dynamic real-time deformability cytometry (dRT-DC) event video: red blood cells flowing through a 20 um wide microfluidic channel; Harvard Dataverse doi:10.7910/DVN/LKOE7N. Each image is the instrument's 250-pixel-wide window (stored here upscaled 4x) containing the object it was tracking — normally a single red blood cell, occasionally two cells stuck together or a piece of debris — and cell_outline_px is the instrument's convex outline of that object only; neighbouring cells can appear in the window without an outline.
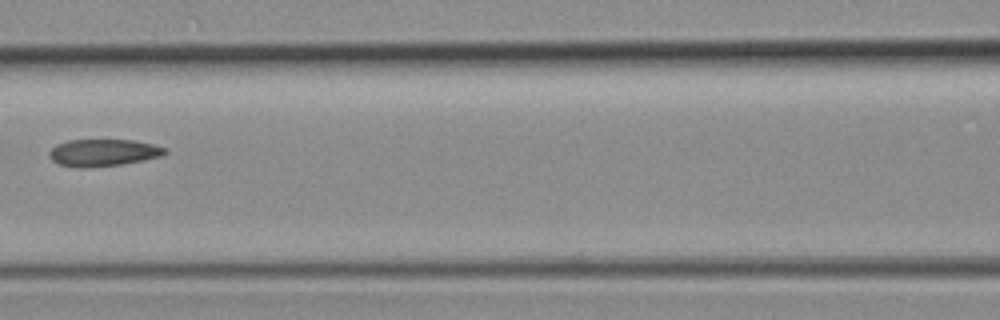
{"species": "common noctule bat (a hibernating species)", "species_latin": "Nyctalus noctula", "temperature_condition": "room temperature", "stored_images_in_passage": 4, "camera_frame_rate_fps": 3000, "um_per_image_px": 0.085, "animal": {"sex": "female", "body_mass_g": 19.3, "forearm_length_mm": 54.1}, "frame": {"image": 1, "passage_image": 4, "time_ms": 1.0, "image_size_px": [1000, 320], "cell_outline_px": [[168, 152], [160, 156], [120, 164], [88, 168], [80, 168], [56, 164], [52, 160], [48, 152], [56, 144], [68, 140], [132, 140], [152, 144], [164, 148]], "centroid_in_image_um": [8.7, 12.98], "position_along_channel_um": 157.9, "area_um2": 18.09}}